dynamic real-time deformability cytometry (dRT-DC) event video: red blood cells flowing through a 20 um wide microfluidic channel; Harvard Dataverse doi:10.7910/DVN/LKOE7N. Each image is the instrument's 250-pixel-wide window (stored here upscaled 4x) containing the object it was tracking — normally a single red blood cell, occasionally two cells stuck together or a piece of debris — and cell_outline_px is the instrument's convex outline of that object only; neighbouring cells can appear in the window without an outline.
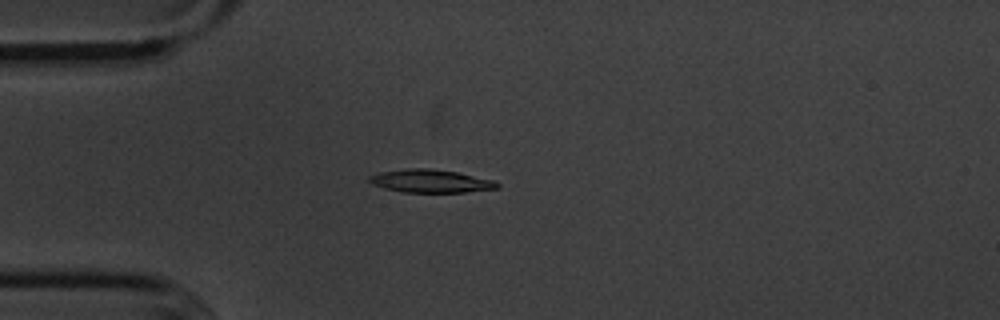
{"species": "common noctule bat (a hibernating species)", "species_latin": "Nyctalus noctula", "temperature_condition": "cold", "stored_images_in_passage": 47, "camera_frame_rate_fps": 3000, "um_per_image_px": 0.085, "animal": {"sex": "male", "body_mass_g": 20.1, "forearm_length_mm": 53.5}, "frame": {"image": 1, "passage_image": 6, "time_ms": 1.667, "image_size_px": [1000, 320], "cell_outline_px": [[500, 188], [464, 192], [404, 192], [384, 188], [372, 184], [368, 180], [368, 176], [380, 172], [408, 168], [428, 168], [456, 172], [496, 180], [500, 184]], "centroid_in_image_um": [36.62, 15.39], "position_along_channel_um": 48.4, "area_um2": 17.22}}
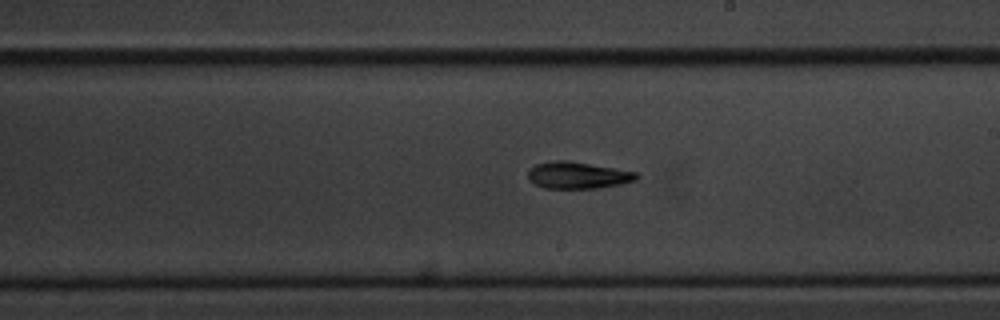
{"frame": {"image": 2, "passage_image": 23, "time_ms": 7.333, "image_size_px": [1000, 320], "cell_outline_px": [[640, 176], [636, 180], [620, 184], [596, 188], [544, 188], [532, 184], [528, 180], [528, 168], [536, 164], [552, 160], [564, 160], [636, 172]], "centroid_in_image_um": [49.04, 14.9], "position_along_channel_um": 240.0, "area_um2": 16.88}}
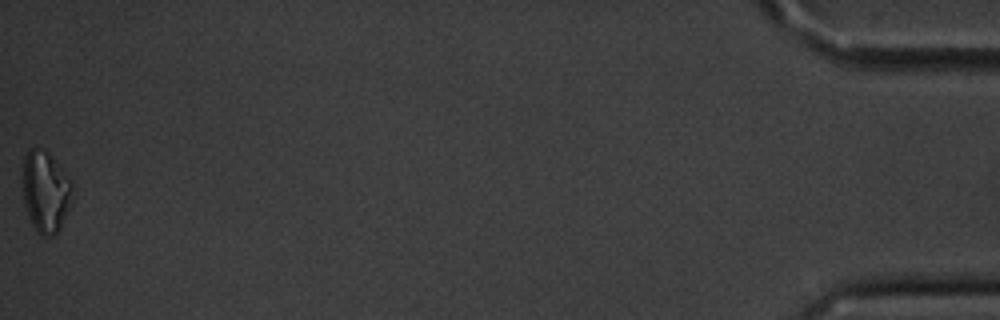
{"frame": {"image": 3, "passage_image": 47, "time_ms": 15.333, "image_size_px": [1000, 320], "cell_outline_px": [[72, 204], [60, 228], [52, 236], [40, 236], [36, 232], [28, 216], [24, 200], [20, 180], [24, 156], [28, 148], [36, 148], [48, 152], [72, 180]], "centroid_in_image_um": [3.85, 16.28], "position_along_channel_um": 431.3, "area_um2": 24.22}, "authors_computed_cell_mechanics": {"area_um2": 17.2244, "velocity_mm_per_s": 3.604, "shape_relaxation_time_tau1_ms": 2.4913, "shape_relaxation_time_tau2_ms": 7.7596, "deformation_change_tau1": 0.0938, "deformation_change_tau2": 0.1635}}